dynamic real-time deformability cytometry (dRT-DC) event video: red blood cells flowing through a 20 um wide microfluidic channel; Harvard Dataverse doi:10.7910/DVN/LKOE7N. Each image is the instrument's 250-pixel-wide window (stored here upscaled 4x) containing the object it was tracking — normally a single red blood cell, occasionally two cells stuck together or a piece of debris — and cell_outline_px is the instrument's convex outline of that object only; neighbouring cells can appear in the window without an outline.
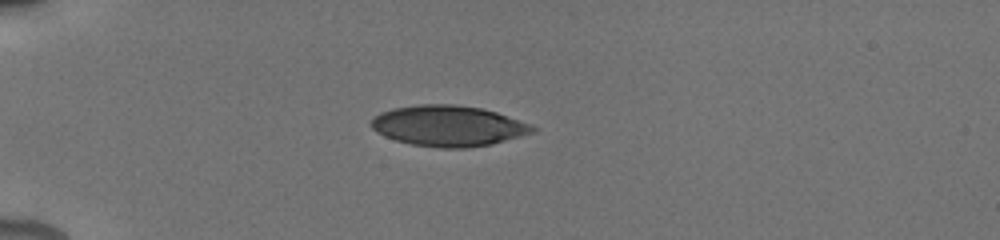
{"species": "human", "species_latin": "Homo sapiens", "temperature_condition": "cold", "stored_images_in_passage": 6, "camera_frame_rate_fps": 3000, "um_per_image_px": 0.085, "donor": {"sex": "male"}, "frame": {"image": 1, "passage_image": 1, "time_ms": 0.0, "image_size_px": [1000, 240], "cell_outline_px": [[540, 128], [536, 132], [492, 144], [468, 148], [440, 148], [412, 144], [396, 140], [384, 136], [376, 132], [372, 128], [372, 120], [380, 112], [392, 108], [420, 104], [456, 104], [480, 108], [496, 112], [532, 124]], "centroid_in_image_um": [38.15, 10.7], "position_along_channel_um": 46.8, "area_um2": 38.49}}